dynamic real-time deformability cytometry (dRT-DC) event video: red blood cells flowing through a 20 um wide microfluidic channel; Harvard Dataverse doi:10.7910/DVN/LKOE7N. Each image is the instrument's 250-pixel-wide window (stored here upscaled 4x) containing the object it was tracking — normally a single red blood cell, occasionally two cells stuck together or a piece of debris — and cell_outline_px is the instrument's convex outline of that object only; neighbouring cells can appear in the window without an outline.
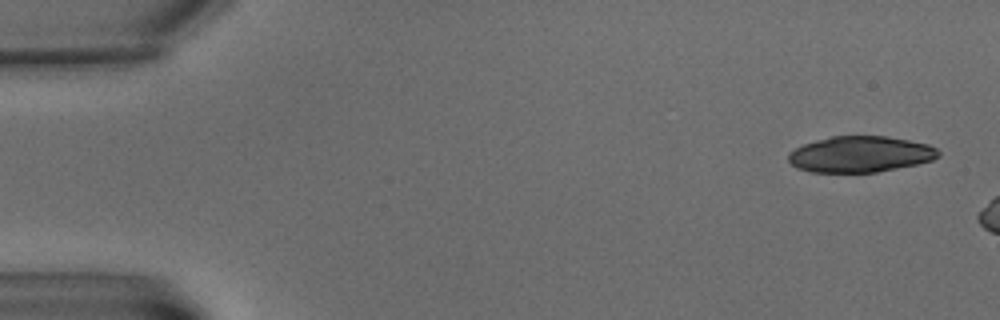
{"species": "common noctule bat (a hibernating species)", "species_latin": "Nyctalus noctula", "temperature_condition": "warm", "stored_images_in_passage": 3, "camera_frame_rate_fps": 3000, "um_per_image_px": 0.085, "animal": {"sex": "male", "body_mass_g": 15.6}, "frame": {"image": 1, "passage_image": 1, "time_ms": 0.0, "image_size_px": [1000, 320], "cell_outline_px": [[940, 156], [932, 160], [916, 164], [876, 172], [812, 172], [796, 168], [788, 160], [788, 152], [804, 144], [816, 140], [832, 136], [888, 136], [928, 144], [936, 148], [940, 152]], "centroid_in_image_um": [73.12, 13.11], "position_along_channel_um": 11.9, "area_um2": 31.44}}